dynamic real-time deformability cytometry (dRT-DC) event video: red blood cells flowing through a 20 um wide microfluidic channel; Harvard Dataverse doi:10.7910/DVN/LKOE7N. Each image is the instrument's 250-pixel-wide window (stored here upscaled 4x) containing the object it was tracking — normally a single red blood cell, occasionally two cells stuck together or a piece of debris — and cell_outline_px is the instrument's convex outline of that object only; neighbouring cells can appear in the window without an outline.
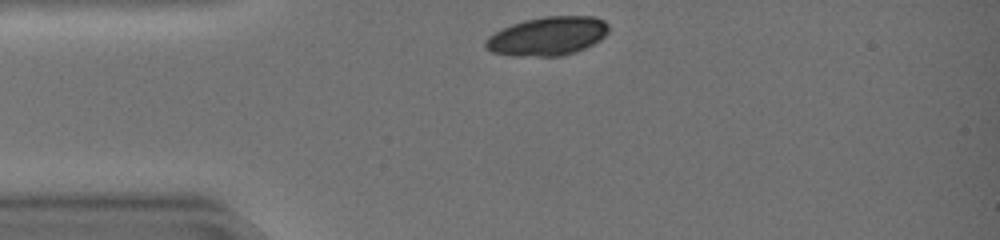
{"species": "common noctule bat (a hibernating species)", "species_latin": "Nyctalus noctula", "temperature_condition": "warm", "stored_images_in_passage": 30, "camera_frame_rate_fps": 3000, "um_per_image_px": 0.085, "animal": {"sex": "female", "body_mass_g": 19.0, "forearm_length_mm": 51.5}, "frame": {"image": 1, "passage_image": 1, "time_ms": 0.0, "image_size_px": [1000, 240], "cell_outline_px": [[608, 32], [600, 40], [576, 52], [560, 56], [512, 56], [492, 52], [484, 44], [496, 32], [512, 24], [524, 20], [544, 16], [592, 16], [604, 20], [608, 24]], "centroid_in_image_um": [46.59, 3.07], "position_along_channel_um": 38.4, "area_um2": 27.51}}
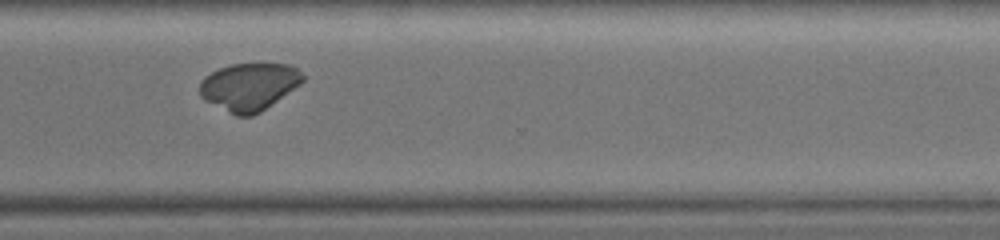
{"frame": {"image": 2, "passage_image": 25, "time_ms": 8.0, "image_size_px": [1000, 240], "cell_outline_px": [[304, 80], [300, 84], [260, 112], [252, 116], [236, 116], [204, 100], [200, 96], [200, 80], [204, 76], [220, 68], [232, 64], [264, 60], [288, 64], [296, 68], [304, 76]], "centroid_in_image_um": [21.18, 7.31], "position_along_channel_um": 349.4, "area_um2": 29.13}}
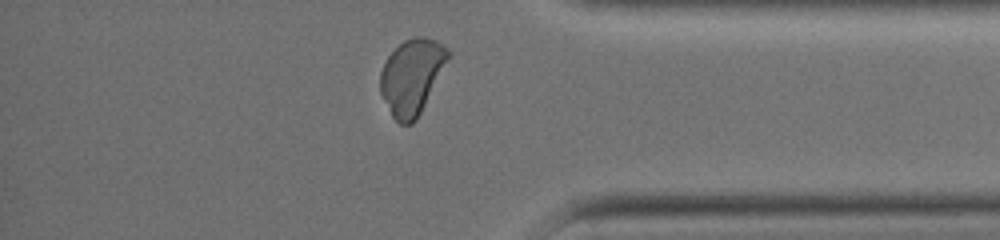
{"frame": {"image": 3, "passage_image": 29, "time_ms": 9.333, "image_size_px": [1000, 240], "cell_outline_px": [[452, 56], [416, 120], [412, 124], [400, 124], [392, 116], [380, 92], [380, 72], [388, 56], [404, 40], [412, 36], [424, 36], [436, 40], [452, 52]], "centroid_in_image_um": [35.04, 6.48], "position_along_channel_um": 400.2, "area_um2": 29.94}}